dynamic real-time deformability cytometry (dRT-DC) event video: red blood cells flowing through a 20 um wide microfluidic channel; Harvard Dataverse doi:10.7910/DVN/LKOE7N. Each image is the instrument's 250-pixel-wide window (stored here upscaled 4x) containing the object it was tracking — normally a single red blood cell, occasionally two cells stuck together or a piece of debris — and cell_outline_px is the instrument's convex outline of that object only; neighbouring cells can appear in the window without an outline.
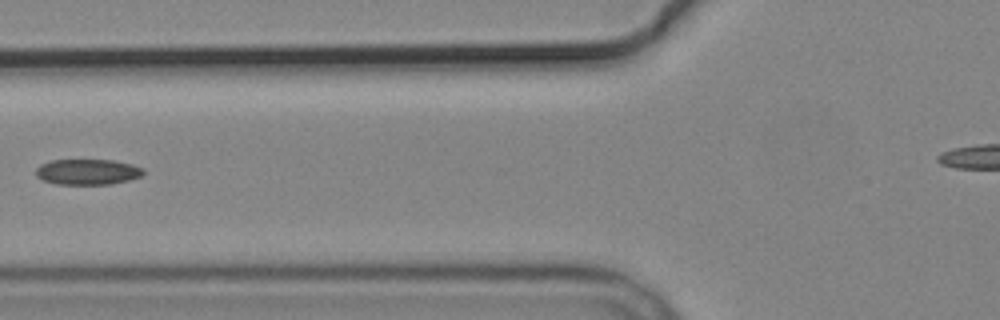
{"species": "common noctule bat (a hibernating species)", "species_latin": "Nyctalus noctula", "temperature_condition": "cold", "stored_images_in_passage": 7, "camera_frame_rate_fps": 3000, "um_per_image_px": 0.085, "animal": {"sex": "male", "body_mass_g": 19.2, "forearm_length_mm": 51.8}, "frame": {"image": 1, "passage_image": 6, "time_ms": 6.0, "image_size_px": [1000, 320], "cell_outline_px": [[144, 172], [140, 176], [128, 180], [112, 184], [56, 184], [44, 180], [36, 176], [36, 168], [40, 164], [52, 160], [112, 160], [132, 164], [144, 168]], "centroid_in_image_um": [7.44, 14.6], "position_along_channel_um": 118.4, "area_um2": 16.01}}
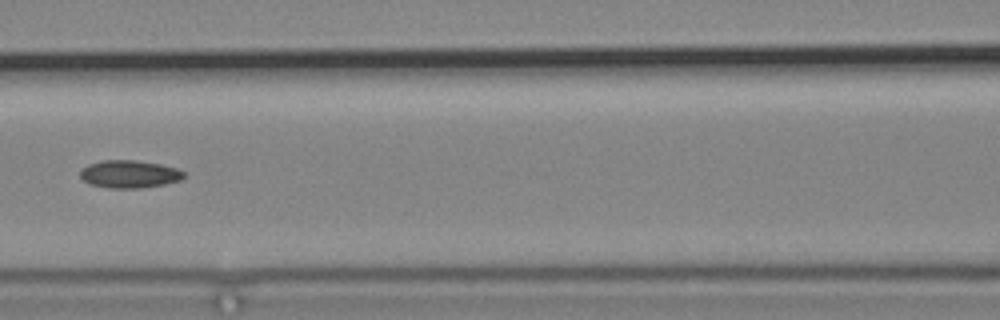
{"frame": {"image": 2, "passage_image": 7, "time_ms": 7.0, "image_size_px": [1000, 320], "cell_outline_px": [[184, 176], [180, 180], [164, 184], [140, 188], [108, 188], [88, 184], [80, 176], [80, 172], [88, 164], [100, 160], [136, 160], [160, 164], [176, 168], [184, 172]], "centroid_in_image_um": [10.97, 14.8], "position_along_channel_um": 155.6, "area_um2": 16.7}}